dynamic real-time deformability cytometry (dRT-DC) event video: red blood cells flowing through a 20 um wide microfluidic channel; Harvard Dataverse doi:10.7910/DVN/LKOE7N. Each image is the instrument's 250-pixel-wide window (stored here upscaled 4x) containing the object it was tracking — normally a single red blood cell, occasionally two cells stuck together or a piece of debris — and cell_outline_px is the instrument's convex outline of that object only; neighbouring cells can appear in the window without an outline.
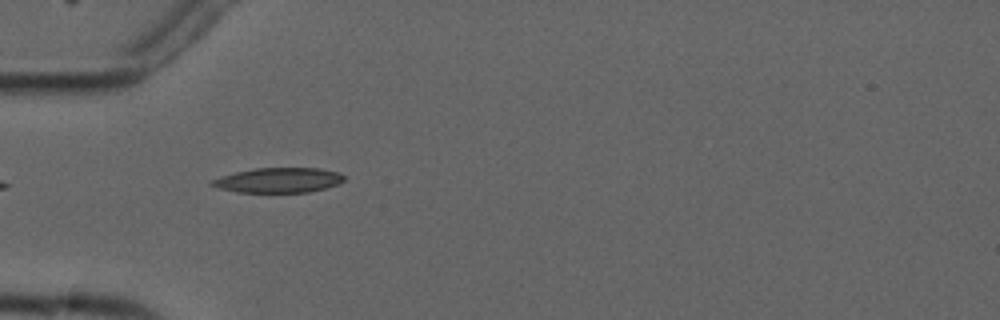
{"species": "common noctule bat (a hibernating species)", "species_latin": "Nyctalus noctula", "temperature_condition": "cold", "stored_images_in_passage": 9, "camera_frame_rate_fps": 3000, "um_per_image_px": 0.085, "animal": {"sex": "male", "forearm_length_mm": 52.5}, "frame": {"image": 1, "passage_image": 5, "time_ms": 4.333, "image_size_px": [1000, 320], "cell_outline_px": [[344, 180], [340, 184], [308, 192], [236, 192], [220, 188], [208, 184], [212, 180], [220, 176], [236, 172], [256, 168], [320, 168], [340, 172], [344, 176]], "centroid_in_image_um": [23.69, 15.31], "position_along_channel_um": 61.3, "area_um2": 19.19}}
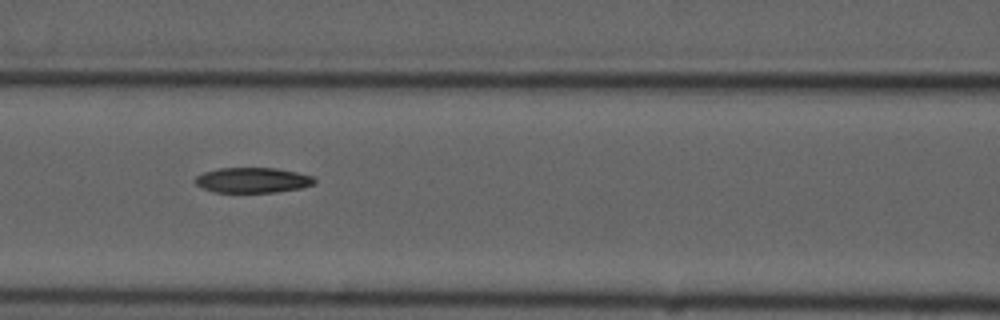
{"frame": {"image": 2, "passage_image": 7, "time_ms": 6.667, "image_size_px": [1000, 320], "cell_outline_px": [[316, 180], [312, 184], [300, 188], [276, 192], [212, 192], [196, 184], [196, 176], [204, 172], [220, 168], [276, 168], [296, 172], [312, 176]], "centroid_in_image_um": [21.46, 15.31], "position_along_channel_um": 145.1, "area_um2": 17.34}}
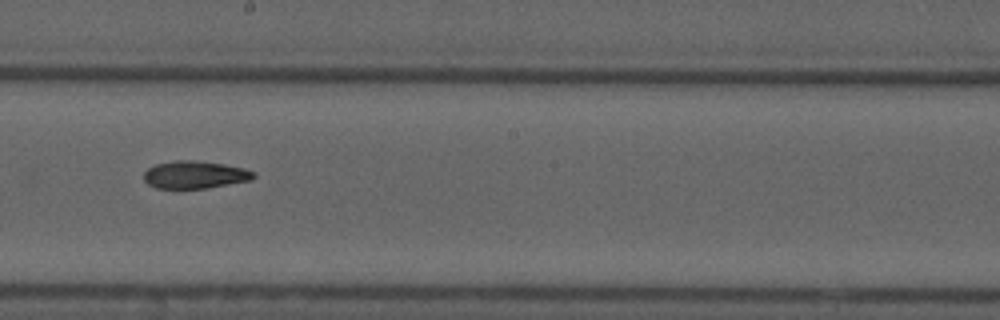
{"frame": {"image": 3, "passage_image": 9, "time_ms": 9.0, "image_size_px": [1000, 320], "cell_outline_px": [[256, 176], [248, 180], [204, 188], [156, 188], [148, 184], [144, 180], [144, 172], [148, 168], [156, 164], [176, 160], [192, 160], [224, 164], [244, 168], [256, 172]], "centroid_in_image_um": [16.54, 14.84], "position_along_channel_um": 231.7, "area_um2": 17.4}}